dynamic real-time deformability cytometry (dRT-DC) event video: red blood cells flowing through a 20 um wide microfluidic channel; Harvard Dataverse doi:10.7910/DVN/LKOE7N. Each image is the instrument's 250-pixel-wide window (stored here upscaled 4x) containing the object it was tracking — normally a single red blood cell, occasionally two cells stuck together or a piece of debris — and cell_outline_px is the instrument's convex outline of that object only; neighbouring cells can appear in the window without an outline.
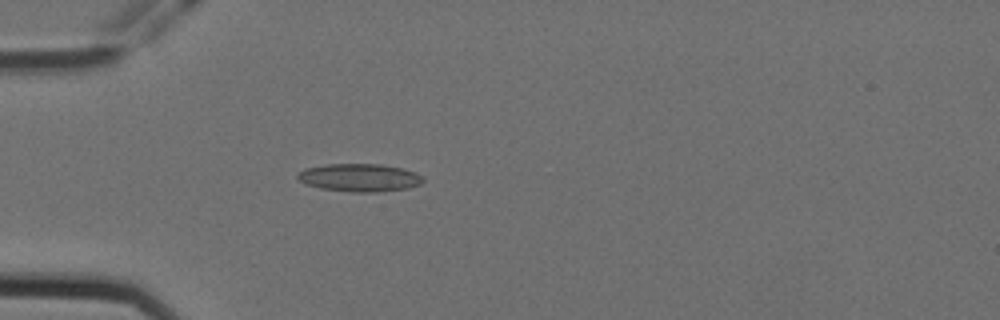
{"species": "Egyptian fruit bat (a non-hibernating species)", "species_latin": "Rousettus aegyptiacus", "temperature_condition": "cold", "stored_images_in_passage": 19, "camera_frame_rate_fps": 3000, "um_per_image_px": 0.085, "animal": {"sex": "female"}, "frame": {"image": 1, "passage_image": 8, "time_ms": 2.333, "image_size_px": [1000, 320], "cell_outline_px": [[424, 180], [420, 184], [408, 188], [376, 192], [352, 192], [320, 188], [304, 184], [296, 176], [304, 168], [328, 164], [380, 164], [400, 168], [416, 172], [424, 176]], "centroid_in_image_um": [30.57, 15.1], "position_along_channel_um": 54.4, "area_um2": 20.4}}
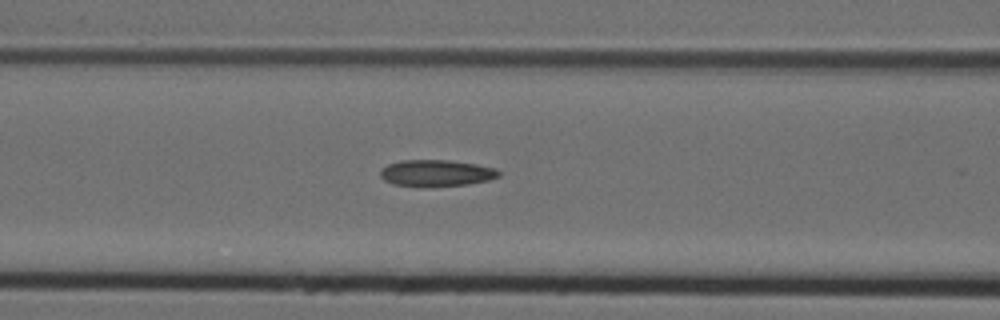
{"frame": {"image": 2, "passage_image": 15, "time_ms": 4.667, "image_size_px": [1000, 320], "cell_outline_px": [[500, 176], [488, 180], [468, 184], [424, 188], [392, 184], [384, 180], [380, 176], [380, 168], [388, 164], [400, 160], [448, 160], [476, 164], [496, 168], [500, 172]], "centroid_in_image_um": [37.05, 14.72], "position_along_channel_um": 129.6, "area_um2": 18.73}}
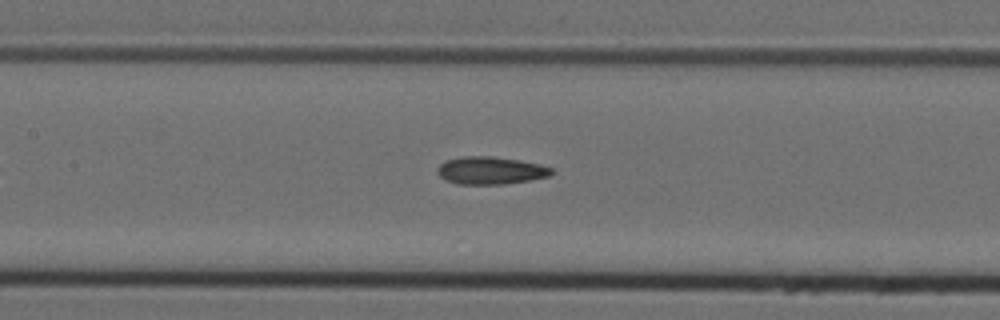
{"frame": {"image": 3, "passage_image": 18, "time_ms": 5.667, "image_size_px": [1000, 320], "cell_outline_px": [[556, 172], [548, 176], [528, 180], [504, 184], [456, 184], [444, 180], [436, 172], [436, 168], [444, 160], [464, 156], [492, 156], [520, 160], [540, 164], [552, 168]], "centroid_in_image_um": [41.67, 14.48], "position_along_channel_um": 165.7, "area_um2": 18.55}}